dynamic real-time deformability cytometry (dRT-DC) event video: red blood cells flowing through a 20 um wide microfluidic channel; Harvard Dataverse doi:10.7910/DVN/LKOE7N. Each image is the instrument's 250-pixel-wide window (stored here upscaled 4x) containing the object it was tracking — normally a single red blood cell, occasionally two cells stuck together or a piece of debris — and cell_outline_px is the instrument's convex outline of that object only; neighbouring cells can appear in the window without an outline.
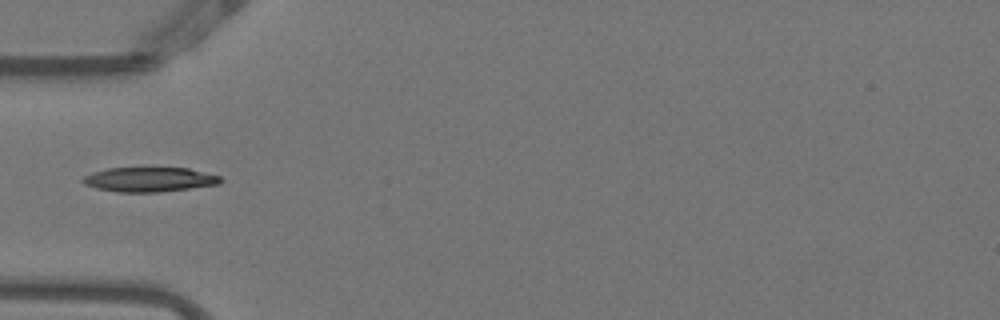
{"species": "Egyptian fruit bat (a non-hibernating species)", "species_latin": "Rousettus aegyptiacus", "temperature_condition": "warm", "stored_images_in_passage": 33, "camera_frame_rate_fps": 3000, "um_per_image_px": 0.085, "animal": {"sex": "female"}, "frame": {"image": 1, "passage_image": 1, "time_ms": 0.0, "image_size_px": [1000, 320], "cell_outline_px": [[224, 180], [220, 184], [160, 192], [116, 192], [96, 188], [84, 184], [80, 180], [84, 176], [92, 172], [108, 168], [188, 168], [220, 176]], "centroid_in_image_um": [12.69, 15.26], "position_along_channel_um": 72.3, "area_um2": 19.77}}
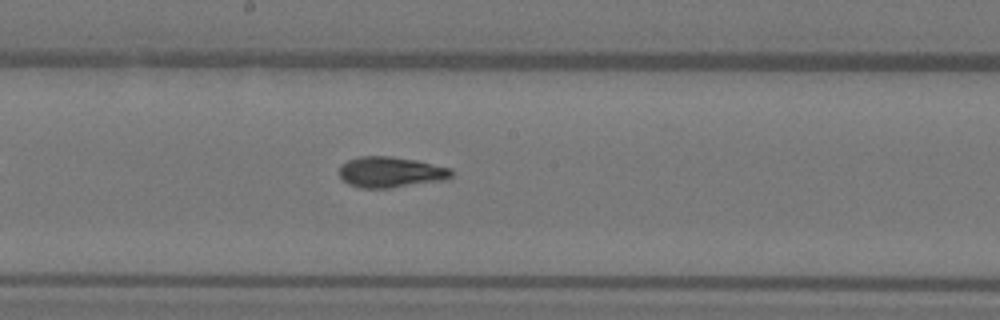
{"frame": {"image": 2, "passage_image": 12, "time_ms": 3.667, "image_size_px": [1000, 320], "cell_outline_px": [[452, 176], [444, 180], [388, 188], [360, 188], [348, 184], [340, 176], [340, 164], [348, 160], [360, 156], [392, 156], [416, 160], [452, 168]], "centroid_in_image_um": [33.2, 14.62], "position_along_channel_um": 215.0, "area_um2": 20.11}}
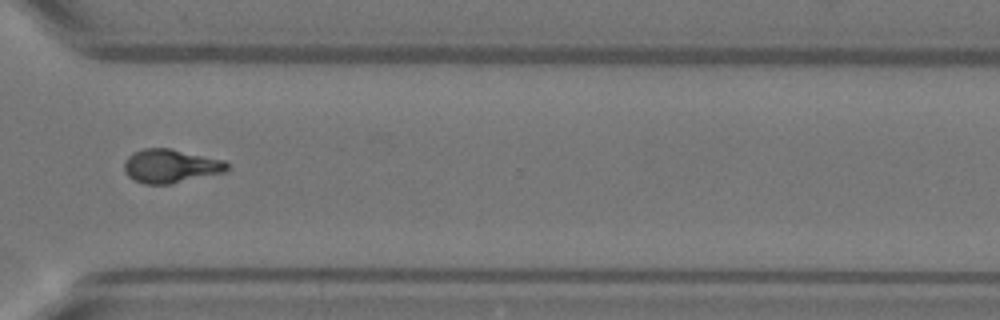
{"frame": {"image": 3, "passage_image": 23, "time_ms": 7.333, "image_size_px": [1000, 320], "cell_outline_px": [[228, 168], [224, 172], [168, 184], [144, 184], [128, 176], [124, 172], [124, 160], [132, 152], [144, 148], [168, 148], [224, 160], [228, 164]], "centroid_in_image_um": [14.45, 14.1], "position_along_channel_um": 356.1, "area_um2": 20.0}}